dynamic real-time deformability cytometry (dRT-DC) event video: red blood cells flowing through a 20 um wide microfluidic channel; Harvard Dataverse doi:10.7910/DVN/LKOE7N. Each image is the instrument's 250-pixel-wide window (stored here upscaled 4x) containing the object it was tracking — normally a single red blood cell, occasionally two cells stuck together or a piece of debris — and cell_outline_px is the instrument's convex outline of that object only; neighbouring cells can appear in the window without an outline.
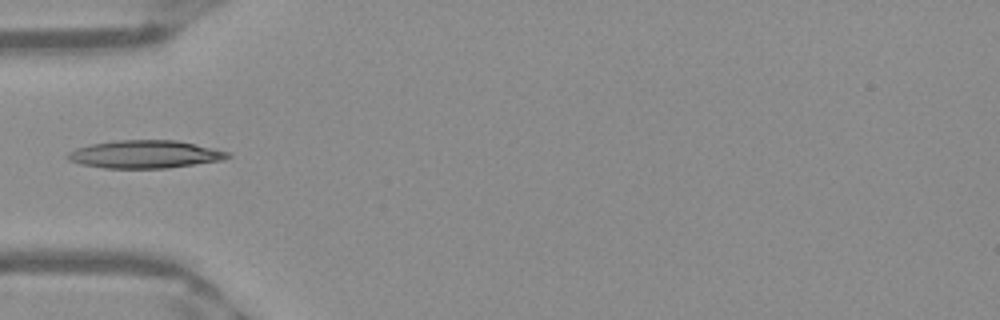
{"species": "Egyptian fruit bat (a non-hibernating species)", "species_latin": "Rousettus aegyptiacus", "temperature_condition": "warm", "stored_images_in_passage": 35, "camera_frame_rate_fps": 3000, "um_per_image_px": 0.085, "frame": {"image": 1, "passage_image": 1, "time_ms": 0.0, "image_size_px": [1000, 320], "cell_outline_px": [[232, 156], [224, 160], [168, 168], [104, 168], [80, 164], [68, 160], [64, 156], [68, 152], [76, 148], [92, 144], [116, 140], [176, 140], [212, 148], [228, 152]], "centroid_in_image_um": [12.29, 13.12], "position_along_channel_um": 72.7, "area_um2": 26.01}}
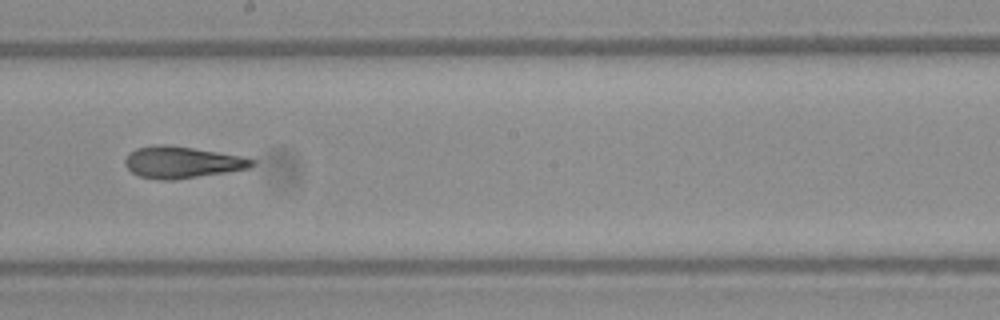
{"frame": {"image": 2, "passage_image": 13, "time_ms": 4.0, "image_size_px": [1000, 320], "cell_outline_px": [[256, 164], [248, 168], [228, 172], [172, 180], [160, 180], [140, 176], [132, 172], [124, 164], [124, 160], [128, 152], [136, 148], [156, 144], [172, 144], [244, 156], [256, 160]], "centroid_in_image_um": [15.48, 13.77], "position_along_channel_um": 232.7, "area_um2": 23.81}}
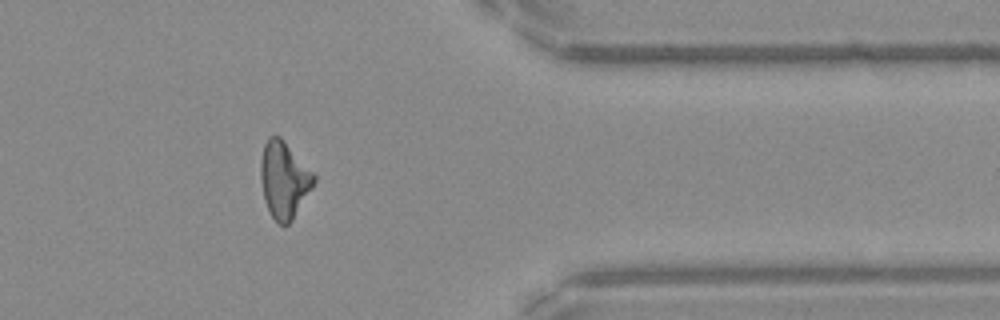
{"frame": {"image": 3, "passage_image": 26, "time_ms": 8.333, "image_size_px": [1000, 320], "cell_outline_px": [[316, 180], [312, 188], [292, 220], [288, 224], [280, 224], [272, 216], [264, 200], [260, 180], [260, 160], [264, 144], [268, 136], [280, 136], [316, 176]], "centroid_in_image_um": [24.12, 15.26], "position_along_channel_um": 387.3, "area_um2": 23.58}}